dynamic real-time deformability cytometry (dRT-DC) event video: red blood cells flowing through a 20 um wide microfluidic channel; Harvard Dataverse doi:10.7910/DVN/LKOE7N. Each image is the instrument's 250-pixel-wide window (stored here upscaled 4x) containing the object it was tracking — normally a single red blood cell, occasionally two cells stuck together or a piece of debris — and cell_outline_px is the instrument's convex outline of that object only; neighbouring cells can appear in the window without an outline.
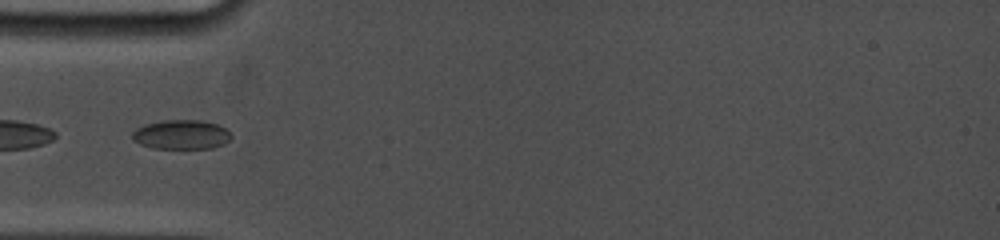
{"species": "common noctule bat (a hibernating species)", "species_latin": "Nyctalus noctula", "temperature_condition": "cold", "stored_images_in_passage": 8, "camera_frame_rate_fps": 5000, "um_per_image_px": 0.085, "animal": {"sex": "female", "body_mass_g": 19.0, "forearm_length_mm": 53.3}, "frame": {"image": 1, "passage_image": 2, "time_ms": 0.4, "image_size_px": [1000, 240], "cell_outline_px": [[232, 136], [224, 144], [212, 148], [152, 148], [140, 144], [132, 140], [132, 132], [136, 128], [144, 124], [160, 120], [200, 120], [216, 124], [224, 128]], "centroid_in_image_um": [15.36, 11.43], "position_along_channel_um": 69.6, "area_um2": 16.94}}